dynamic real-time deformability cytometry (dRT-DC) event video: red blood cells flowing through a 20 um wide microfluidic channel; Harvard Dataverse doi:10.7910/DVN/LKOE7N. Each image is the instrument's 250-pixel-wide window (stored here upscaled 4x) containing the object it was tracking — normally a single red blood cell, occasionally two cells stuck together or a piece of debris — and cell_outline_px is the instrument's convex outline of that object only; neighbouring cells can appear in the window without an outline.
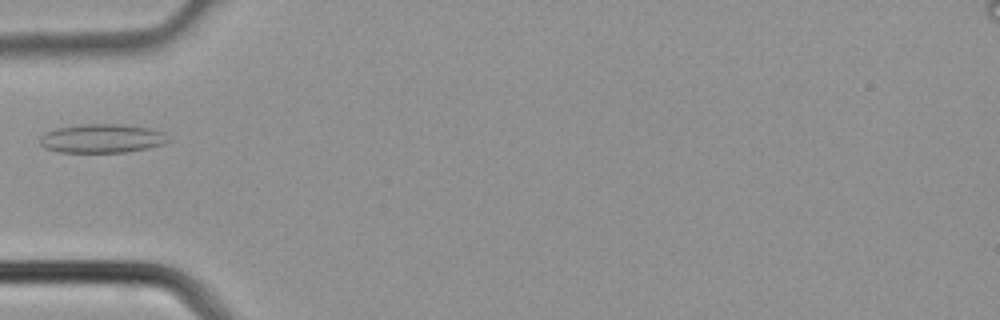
{"species": "common noctule bat (a hibernating species)", "species_latin": "Nyctalus noctula", "temperature_condition": "cold", "stored_images_in_passage": 1, "camera_frame_rate_fps": 3000, "um_per_image_px": 0.085, "animal": {"sex": "male", "body_mass_g": 21.5, "forearm_length_mm": 52.0}, "frame": {"image": 1, "passage_image": 1, "time_ms": 0.0, "image_size_px": [1000, 320], "cell_outline_px": [[168, 140], [164, 144], [148, 148], [124, 152], [60, 152], [44, 148], [40, 144], [40, 136], [44, 132], [56, 128], [84, 124], [120, 124], [152, 128], [164, 132]], "centroid_in_image_um": [8.65, 11.76], "position_along_channel_um": 76.4, "area_um2": 21.62}}